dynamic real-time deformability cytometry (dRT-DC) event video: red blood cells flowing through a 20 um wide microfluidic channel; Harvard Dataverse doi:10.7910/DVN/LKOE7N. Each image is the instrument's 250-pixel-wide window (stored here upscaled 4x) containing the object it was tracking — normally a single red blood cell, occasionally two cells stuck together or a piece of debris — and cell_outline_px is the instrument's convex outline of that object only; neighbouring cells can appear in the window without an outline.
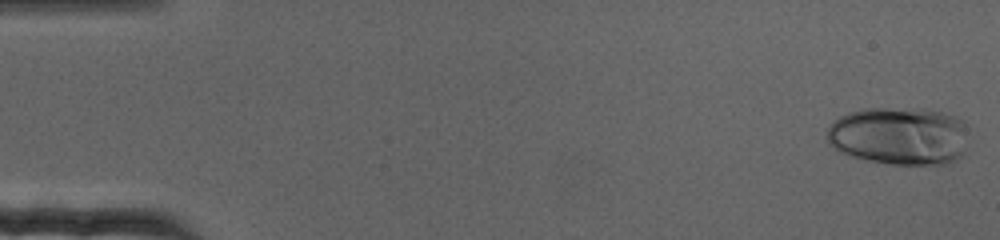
{"species": "human", "species_latin": "Homo sapiens", "temperature_condition": "cold", "stored_images_in_passage": 70, "camera_frame_rate_fps": 3000, "um_per_image_px": 0.085, "donor": {"sex": "female"}, "frame": {"image": 1, "passage_image": 1, "time_ms": 0.0, "image_size_px": [1000, 240], "cell_outline_px": [[968, 124], [964, 156], [948, 164], [888, 164], [848, 156], [840, 152], [828, 144], [824, 136], [828, 128], [840, 116], [848, 112], [864, 108], [924, 108], [956, 116], [964, 120]], "centroid_in_image_um": [76.45, 11.55], "position_along_channel_um": 8.5, "area_um2": 48.9}}
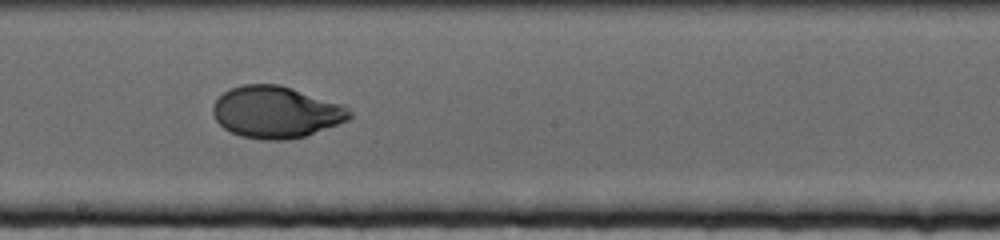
{"frame": {"image": 2, "passage_image": 39, "time_ms": 12.667, "image_size_px": [1000, 240], "cell_outline_px": [[352, 116], [348, 120], [304, 136], [288, 140], [264, 140], [240, 136], [224, 128], [216, 120], [212, 112], [212, 108], [216, 100], [224, 92], [232, 88], [244, 84], [280, 84], [340, 104], [348, 108], [352, 112]], "centroid_in_image_um": [23.44, 9.53], "position_along_channel_um": 224.8, "area_um2": 40.92}}
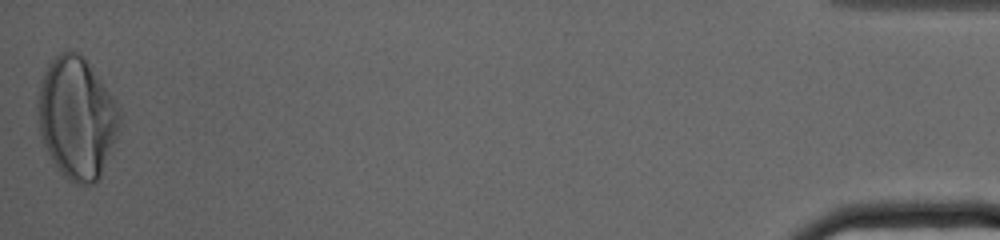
{"frame": {"image": 3, "passage_image": 70, "time_ms": 23.0, "image_size_px": [1000, 240], "cell_outline_px": [[124, 124], [100, 176], [92, 184], [76, 184], [68, 180], [60, 172], [44, 148], [40, 132], [36, 104], [40, 80], [44, 68], [60, 52], [68, 48], [72, 48], [80, 52], [116, 100], [120, 108]], "centroid_in_image_um": [6.54, 9.99], "position_along_channel_um": 428.7, "area_um2": 59.3}}